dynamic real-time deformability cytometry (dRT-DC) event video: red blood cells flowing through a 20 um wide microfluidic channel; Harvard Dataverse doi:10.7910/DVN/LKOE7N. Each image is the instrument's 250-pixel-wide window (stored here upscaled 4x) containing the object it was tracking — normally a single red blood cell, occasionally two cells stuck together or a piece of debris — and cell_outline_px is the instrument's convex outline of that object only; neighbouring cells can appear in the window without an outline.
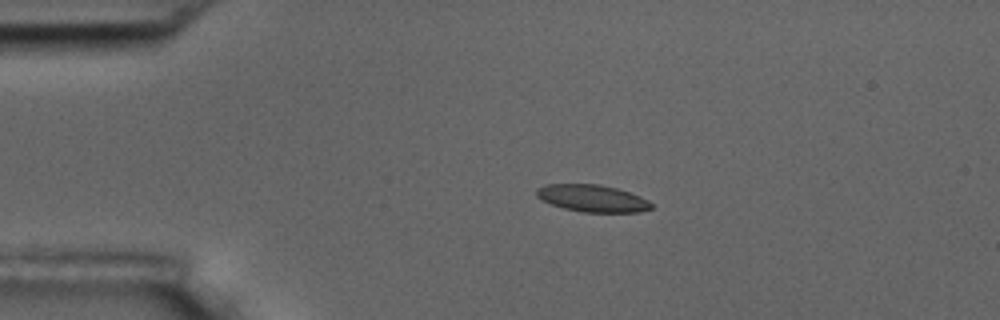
{"species": "common noctule bat (a hibernating species)", "species_latin": "Nyctalus noctula", "temperature_condition": "room temperature", "stored_images_in_passage": 5, "camera_frame_rate_fps": 3000, "um_per_image_px": 0.085, "animal": {"sex": "male", "body_mass_g": 17.5, "forearm_length_mm": 52.3}, "frame": {"image": 1, "passage_image": 4, "time_ms": 3.667, "image_size_px": [1000, 320], "cell_outline_px": [[652, 208], [640, 212], [584, 212], [564, 208], [552, 204], [536, 196], [536, 188], [544, 184], [600, 184], [616, 188], [640, 196], [648, 200], [652, 204]], "centroid_in_image_um": [50.35, 16.85], "position_along_channel_um": 34.7, "area_um2": 18.03}}